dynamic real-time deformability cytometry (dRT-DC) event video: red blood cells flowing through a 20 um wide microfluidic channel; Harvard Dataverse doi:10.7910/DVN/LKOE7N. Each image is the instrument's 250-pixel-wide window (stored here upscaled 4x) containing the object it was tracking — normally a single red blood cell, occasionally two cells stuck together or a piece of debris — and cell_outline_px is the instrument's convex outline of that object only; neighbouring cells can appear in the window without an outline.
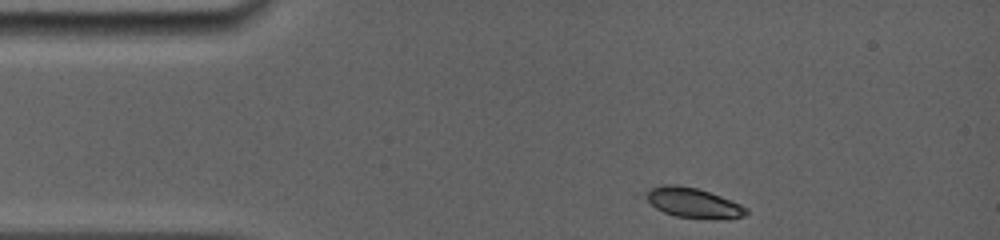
{"species": "common noctule bat (a hibernating species)", "species_latin": "Nyctalus noctula", "temperature_condition": "room temperature", "stored_images_in_passage": 38, "camera_frame_rate_fps": 5000, "um_per_image_px": 0.085, "animal": {"sex": "female", "body_mass_g": 19.0, "forearm_length_mm": 56.7}, "frame": {"image": 1, "passage_image": 1, "time_ms": 0.0, "image_size_px": [1000, 240], "cell_outline_px": [[748, 212], [744, 216], [676, 216], [664, 212], [656, 208], [636, 196], [636, 192], [660, 184], [676, 184], [696, 188], [720, 196], [740, 204], [748, 208]], "centroid_in_image_um": [58.63, 17.14], "position_along_channel_um": 26.4, "area_um2": 17.34}}
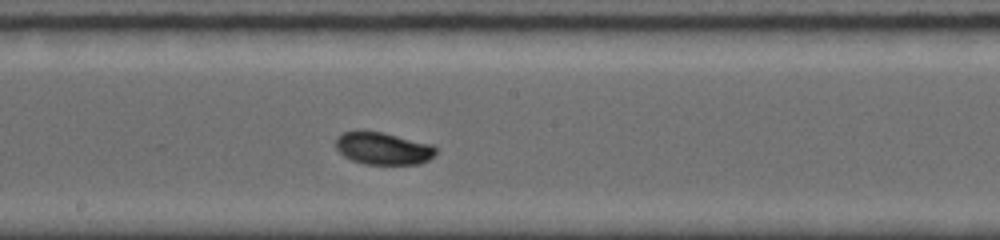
{"frame": {"image": 2, "passage_image": 22, "time_ms": 6.2, "image_size_px": [1000, 240], "cell_outline_px": [[436, 152], [428, 160], [420, 164], [364, 164], [352, 160], [344, 156], [336, 148], [336, 136], [344, 132], [356, 128], [360, 128], [384, 132], [432, 144], [436, 148]], "centroid_in_image_um": [32.52, 12.57], "position_along_channel_um": 215.7, "area_um2": 19.36}}
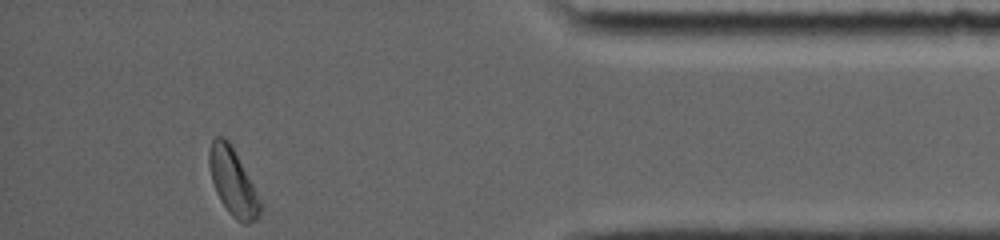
{"frame": {"image": 3, "passage_image": 38, "time_ms": 12.0, "image_size_px": [1000, 240], "cell_outline_px": [[260, 216], [256, 220], [248, 224], [244, 224], [236, 220], [228, 212], [220, 200], [216, 192], [212, 180], [208, 164], [208, 152], [212, 140], [216, 136], [220, 136], [228, 140], [232, 144], [260, 200]], "centroid_in_image_um": [19.77, 15.47], "position_along_channel_um": 415.4, "area_um2": 19.83}, "authors_computed_cell_mechanics": {"area_um2": 18.8139, "velocity_mm_per_s": 3.9101, "shape_relaxation_time_tau1_ms": 2.5054, "shape_relaxation_time_tau2_ms": null, "deformation_change_tau1": 0.1008, "deformation_change_tau2": null}}